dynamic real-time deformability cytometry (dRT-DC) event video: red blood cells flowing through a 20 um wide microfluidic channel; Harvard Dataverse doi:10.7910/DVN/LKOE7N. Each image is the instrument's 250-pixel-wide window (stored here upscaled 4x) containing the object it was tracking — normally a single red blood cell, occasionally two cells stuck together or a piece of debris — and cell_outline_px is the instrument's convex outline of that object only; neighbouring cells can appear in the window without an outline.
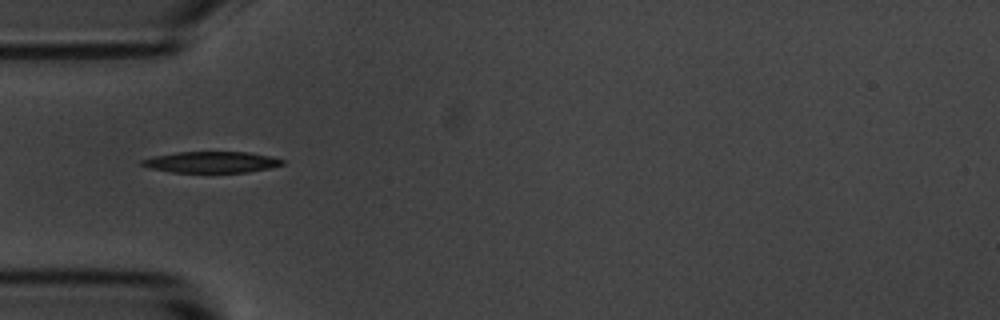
{"species": "common noctule bat (a hibernating species)", "species_latin": "Nyctalus noctula", "temperature_condition": "room temperature", "stored_images_in_passage": 17, "camera_frame_rate_fps": 3000, "um_per_image_px": 0.085, "animal": {"sex": "male", "body_mass_g": 20.1, "forearm_length_mm": 53.5}, "frame": {"image": 1, "passage_image": 1, "time_ms": 0.0, "image_size_px": [1000, 320], "cell_outline_px": [[284, 164], [268, 168], [248, 172], [172, 172], [152, 168], [140, 164], [140, 160], [152, 156], [176, 152], [248, 152], [272, 156], [284, 160]], "centroid_in_image_um": [17.97, 13.77], "position_along_channel_um": 67.0, "area_um2": 17.28}}
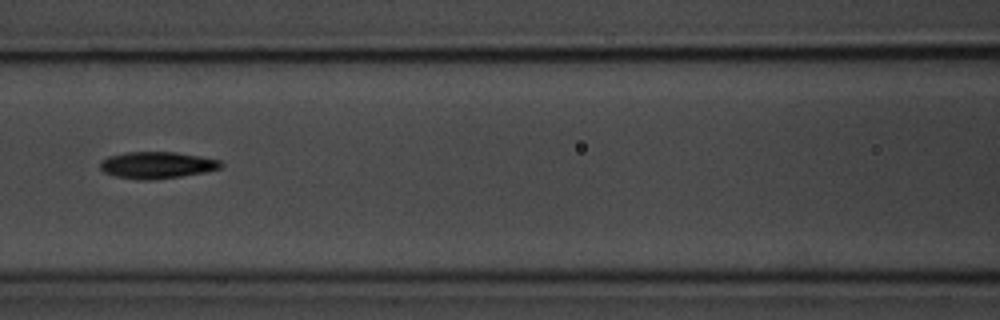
{"frame": {"image": 2, "passage_image": 8, "time_ms": 2.333, "image_size_px": [1000, 320], "cell_outline_px": [[224, 164], [220, 168], [204, 172], [180, 176], [148, 180], [144, 180], [116, 176], [104, 172], [100, 168], [100, 160], [108, 156], [128, 152], [176, 152], [220, 160]], "centroid_in_image_um": [13.32, 14.02], "position_along_channel_um": 153.3, "area_um2": 18.61}}